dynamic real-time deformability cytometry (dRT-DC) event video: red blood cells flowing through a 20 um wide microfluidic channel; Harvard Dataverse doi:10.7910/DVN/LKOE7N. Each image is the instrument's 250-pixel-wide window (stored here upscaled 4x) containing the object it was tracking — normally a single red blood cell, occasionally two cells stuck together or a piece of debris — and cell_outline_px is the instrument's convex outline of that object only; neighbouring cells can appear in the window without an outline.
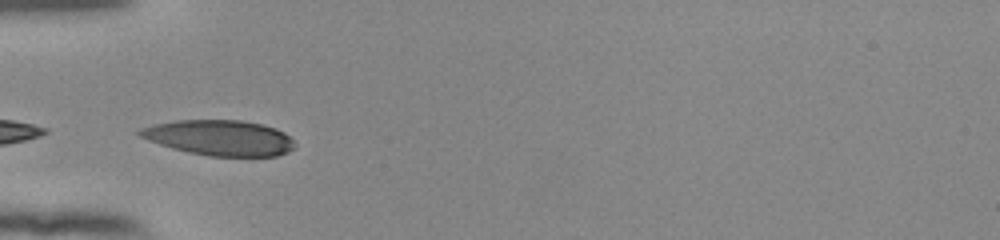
{"species": "human", "species_latin": "Homo sapiens", "temperature_condition": "room temperature", "stored_images_in_passage": 28, "camera_frame_rate_fps": 3000, "um_per_image_px": 0.085, "donor": {"sex": "female"}, "frame": {"image": 1, "passage_image": 1, "time_ms": 0.0, "image_size_px": [1000, 240], "cell_outline_px": [[296, 144], [288, 152], [276, 156], [208, 156], [188, 152], [172, 148], [148, 140], [140, 136], [136, 132], [140, 128], [152, 124], [176, 120], [240, 120], [264, 124], [276, 128], [284, 132]], "centroid_in_image_um": [18.65, 11.7], "position_along_channel_um": 66.3, "area_um2": 32.08}}
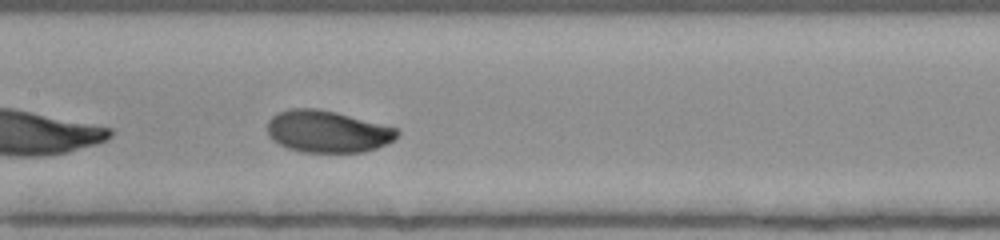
{"frame": {"image": 2, "passage_image": 10, "time_ms": 3.0, "image_size_px": [1000, 240], "cell_outline_px": [[400, 132], [392, 140], [376, 148], [364, 152], [304, 152], [288, 148], [272, 140], [268, 136], [268, 120], [276, 112], [288, 108], [316, 108], [336, 112], [400, 128]], "centroid_in_image_um": [27.82, 11.16], "position_along_channel_um": 179.6, "area_um2": 31.91}}
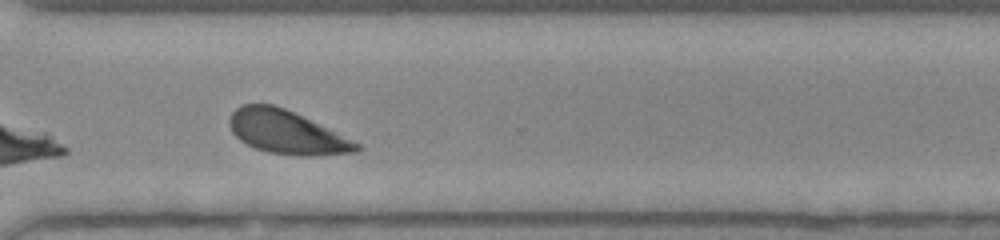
{"frame": {"image": 3, "passage_image": 23, "time_ms": 7.333, "image_size_px": [1000, 240], "cell_outline_px": [[360, 148], [356, 152], [312, 156], [308, 156], [268, 152], [256, 148], [240, 140], [232, 132], [228, 124], [228, 120], [232, 112], [240, 104], [272, 104], [284, 108], [360, 144]], "centroid_in_image_um": [24.29, 11.23], "position_along_channel_um": 346.3, "area_um2": 31.5}, "authors_computed_cell_mechanics": {"area_um2": 31.9056, "velocity_mm_per_s": 3.8469, "shape_relaxation_time_tau1_ms": 5.0608, "shape_relaxation_time_tau2_ms": null, "deformation_change_tau1": 0.2213, "deformation_change_tau2": null}}